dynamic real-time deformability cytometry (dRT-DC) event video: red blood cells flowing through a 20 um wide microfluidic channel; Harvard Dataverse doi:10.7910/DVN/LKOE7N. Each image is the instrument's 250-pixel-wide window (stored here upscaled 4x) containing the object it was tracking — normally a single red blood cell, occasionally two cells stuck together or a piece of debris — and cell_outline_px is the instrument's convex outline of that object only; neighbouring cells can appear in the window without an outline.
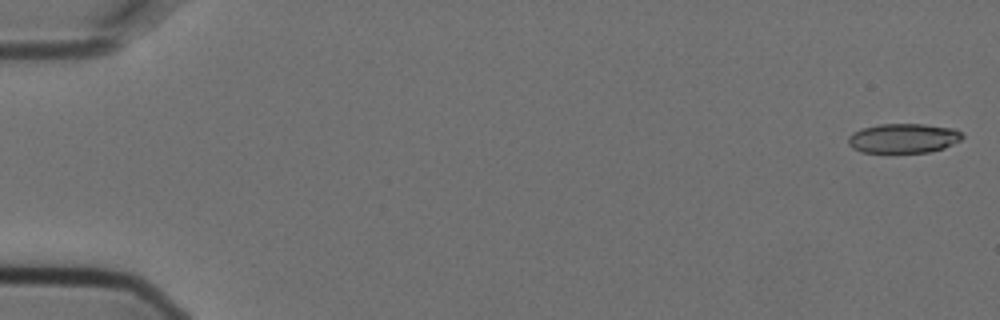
{"species": "Egyptian fruit bat (a non-hibernating species)", "species_latin": "Rousettus aegyptiacus", "temperature_condition": "cold", "stored_images_in_passage": 6, "camera_frame_rate_fps": 3000, "um_per_image_px": 0.085, "animal": {"sex": "female"}, "frame": {"image": 1, "passage_image": 6, "time_ms": 1.667, "image_size_px": [1000, 320], "cell_outline_px": [[964, 136], [960, 140], [944, 148], [928, 152], [860, 152], [852, 148], [848, 144], [848, 136], [852, 132], [864, 128], [880, 124], [924, 124], [956, 128]], "centroid_in_image_um": [76.79, 11.74], "position_along_channel_um": 8.2, "area_um2": 19.65}}